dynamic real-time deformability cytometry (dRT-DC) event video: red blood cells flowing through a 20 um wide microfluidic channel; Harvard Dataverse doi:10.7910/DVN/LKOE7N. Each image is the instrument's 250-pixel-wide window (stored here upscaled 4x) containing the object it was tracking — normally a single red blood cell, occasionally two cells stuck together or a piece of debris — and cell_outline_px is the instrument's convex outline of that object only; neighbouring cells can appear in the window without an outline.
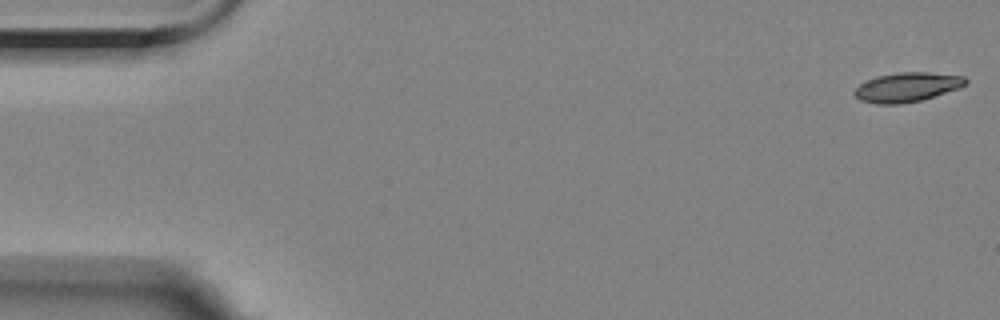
{"species": "Egyptian fruit bat (a non-hibernating species)", "species_latin": "Rousettus aegyptiacus", "temperature_condition": "room temperature", "stored_images_in_passage": 56, "camera_frame_rate_fps": 3000, "um_per_image_px": 0.085, "animal": {"sex": "female"}, "frame": {"image": 1, "passage_image": 1, "time_ms": 0.0, "image_size_px": [1000, 320], "cell_outline_px": [[968, 84], [960, 88], [920, 100], [900, 104], [876, 104], [860, 100], [852, 92], [864, 80], [876, 76], [900, 72], [928, 72], [964, 76], [968, 80]], "centroid_in_image_um": [77.1, 7.4], "position_along_channel_um": 7.9, "area_um2": 19.13}}
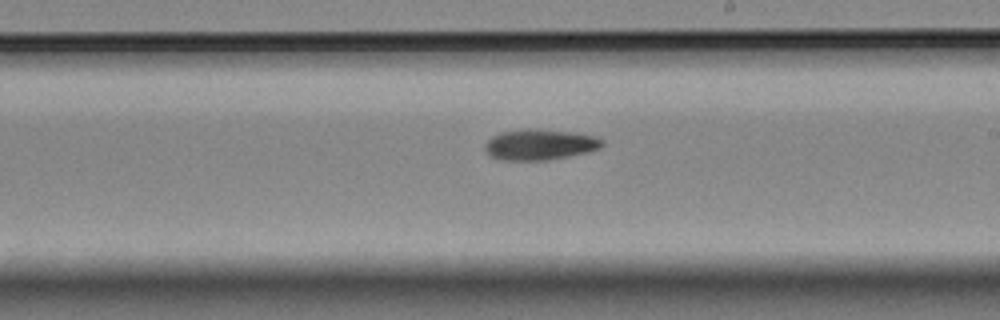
{"frame": {"image": 2, "passage_image": 32, "time_ms": 10.333, "image_size_px": [1000, 320], "cell_outline_px": [[604, 144], [600, 148], [588, 152], [548, 160], [504, 160], [492, 156], [484, 148], [484, 144], [492, 136], [500, 132], [524, 128], [528, 128], [572, 132], [592, 136], [604, 140]], "centroid_in_image_um": [45.88, 12.28], "position_along_channel_um": 243.1, "area_um2": 20.92}}
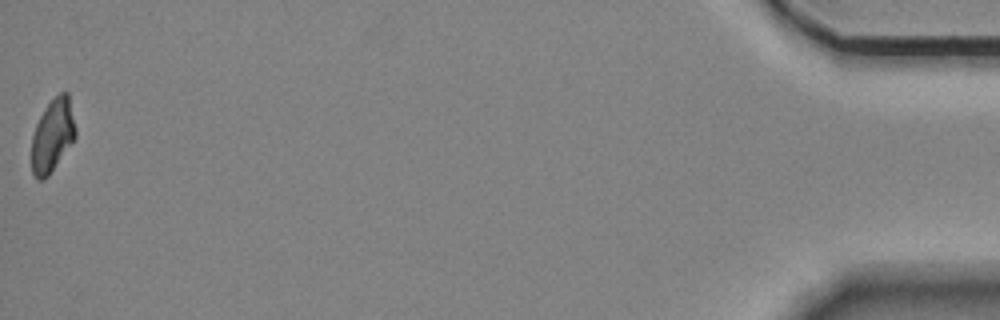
{"frame": {"image": 3, "passage_image": 56, "time_ms": 18.333, "image_size_px": [1000, 320], "cell_outline_px": [[76, 136], [48, 176], [44, 180], [36, 180], [32, 172], [32, 136], [36, 124], [44, 108], [60, 92], [68, 92], [76, 128]], "centroid_in_image_um": [4.46, 11.52], "position_along_channel_um": 430.7, "area_um2": 18.5}, "authors_computed_cell_mechanics": {"area_um2": 19.8254, "velocity_mm_per_s": 3.5478, "shape_relaxation_time_tau1_ms": 4.1207, "shape_relaxation_time_tau2_ms": null, "deformation_change_tau1": 0.1346, "deformation_change_tau2": null}}